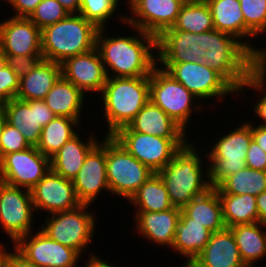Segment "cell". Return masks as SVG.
<instances>
[{
  "label": "cell",
  "mask_w": 266,
  "mask_h": 267,
  "mask_svg": "<svg viewBox=\"0 0 266 267\" xmlns=\"http://www.w3.org/2000/svg\"><path fill=\"white\" fill-rule=\"evenodd\" d=\"M250 122L253 140L266 152V127L256 125L255 120Z\"/></svg>",
  "instance_id": "7dc6e473"
},
{
  "label": "cell",
  "mask_w": 266,
  "mask_h": 267,
  "mask_svg": "<svg viewBox=\"0 0 266 267\" xmlns=\"http://www.w3.org/2000/svg\"><path fill=\"white\" fill-rule=\"evenodd\" d=\"M5 1L8 2V6H12L16 13H13L12 16L29 18L42 0H2V2Z\"/></svg>",
  "instance_id": "f6af8a7d"
},
{
  "label": "cell",
  "mask_w": 266,
  "mask_h": 267,
  "mask_svg": "<svg viewBox=\"0 0 266 267\" xmlns=\"http://www.w3.org/2000/svg\"><path fill=\"white\" fill-rule=\"evenodd\" d=\"M3 108V102L0 100V110Z\"/></svg>",
  "instance_id": "9f6ffc18"
},
{
  "label": "cell",
  "mask_w": 266,
  "mask_h": 267,
  "mask_svg": "<svg viewBox=\"0 0 266 267\" xmlns=\"http://www.w3.org/2000/svg\"><path fill=\"white\" fill-rule=\"evenodd\" d=\"M134 210L162 212L173 207L168 190L158 173L152 174L128 200Z\"/></svg>",
  "instance_id": "1f68e13d"
},
{
  "label": "cell",
  "mask_w": 266,
  "mask_h": 267,
  "mask_svg": "<svg viewBox=\"0 0 266 267\" xmlns=\"http://www.w3.org/2000/svg\"><path fill=\"white\" fill-rule=\"evenodd\" d=\"M106 171L110 194L125 201L154 174L111 135H106Z\"/></svg>",
  "instance_id": "9c48e42d"
},
{
  "label": "cell",
  "mask_w": 266,
  "mask_h": 267,
  "mask_svg": "<svg viewBox=\"0 0 266 267\" xmlns=\"http://www.w3.org/2000/svg\"><path fill=\"white\" fill-rule=\"evenodd\" d=\"M70 14H78L81 0H57Z\"/></svg>",
  "instance_id": "f907efd6"
},
{
  "label": "cell",
  "mask_w": 266,
  "mask_h": 267,
  "mask_svg": "<svg viewBox=\"0 0 266 267\" xmlns=\"http://www.w3.org/2000/svg\"><path fill=\"white\" fill-rule=\"evenodd\" d=\"M134 213L133 224L138 235L146 238L151 244L171 249L181 215L180 208L172 207L162 212L135 211Z\"/></svg>",
  "instance_id": "44dd1931"
},
{
  "label": "cell",
  "mask_w": 266,
  "mask_h": 267,
  "mask_svg": "<svg viewBox=\"0 0 266 267\" xmlns=\"http://www.w3.org/2000/svg\"><path fill=\"white\" fill-rule=\"evenodd\" d=\"M149 99L185 131L189 126L191 128L189 123L192 113L196 115L195 112H201L202 115L204 111V104H198L199 99L195 95L158 65L149 76Z\"/></svg>",
  "instance_id": "ba28073f"
},
{
  "label": "cell",
  "mask_w": 266,
  "mask_h": 267,
  "mask_svg": "<svg viewBox=\"0 0 266 267\" xmlns=\"http://www.w3.org/2000/svg\"><path fill=\"white\" fill-rule=\"evenodd\" d=\"M88 260L84 263V267H116L114 264L112 265L111 262L109 263L106 259L100 258L98 255H88Z\"/></svg>",
  "instance_id": "681fc988"
},
{
  "label": "cell",
  "mask_w": 266,
  "mask_h": 267,
  "mask_svg": "<svg viewBox=\"0 0 266 267\" xmlns=\"http://www.w3.org/2000/svg\"><path fill=\"white\" fill-rule=\"evenodd\" d=\"M239 2L244 17V45L254 54L258 48L250 43L251 40L266 33V0Z\"/></svg>",
  "instance_id": "74e56055"
},
{
  "label": "cell",
  "mask_w": 266,
  "mask_h": 267,
  "mask_svg": "<svg viewBox=\"0 0 266 267\" xmlns=\"http://www.w3.org/2000/svg\"><path fill=\"white\" fill-rule=\"evenodd\" d=\"M5 122H6V117H5L4 110L2 109L0 110V136H1V131H2V128Z\"/></svg>",
  "instance_id": "db71d44e"
},
{
  "label": "cell",
  "mask_w": 266,
  "mask_h": 267,
  "mask_svg": "<svg viewBox=\"0 0 266 267\" xmlns=\"http://www.w3.org/2000/svg\"><path fill=\"white\" fill-rule=\"evenodd\" d=\"M202 148L198 149L195 142L189 141L158 172L168 190L173 207L182 209L194 197L202 195L211 188L208 161L204 163L201 157V152H204V150L207 152L208 150Z\"/></svg>",
  "instance_id": "3957f363"
},
{
  "label": "cell",
  "mask_w": 266,
  "mask_h": 267,
  "mask_svg": "<svg viewBox=\"0 0 266 267\" xmlns=\"http://www.w3.org/2000/svg\"><path fill=\"white\" fill-rule=\"evenodd\" d=\"M70 13L57 0H42L29 19L39 28L55 24Z\"/></svg>",
  "instance_id": "ab89813d"
},
{
  "label": "cell",
  "mask_w": 266,
  "mask_h": 267,
  "mask_svg": "<svg viewBox=\"0 0 266 267\" xmlns=\"http://www.w3.org/2000/svg\"><path fill=\"white\" fill-rule=\"evenodd\" d=\"M95 133L88 134V138L80 133L66 142L60 150L50 158L51 170L60 176L72 180L82 167L89 151L100 141Z\"/></svg>",
  "instance_id": "d4e9b609"
},
{
  "label": "cell",
  "mask_w": 266,
  "mask_h": 267,
  "mask_svg": "<svg viewBox=\"0 0 266 267\" xmlns=\"http://www.w3.org/2000/svg\"><path fill=\"white\" fill-rule=\"evenodd\" d=\"M29 147H31V145L27 142L21 132L16 127H12L5 122L0 136V159L4 155L23 151Z\"/></svg>",
  "instance_id": "60d3db41"
},
{
  "label": "cell",
  "mask_w": 266,
  "mask_h": 267,
  "mask_svg": "<svg viewBox=\"0 0 266 267\" xmlns=\"http://www.w3.org/2000/svg\"><path fill=\"white\" fill-rule=\"evenodd\" d=\"M171 74L189 92L201 100L223 103L227 97L238 92L215 70L202 62L157 63ZM228 95V96H227ZM216 99V100H215Z\"/></svg>",
  "instance_id": "30bf717a"
},
{
  "label": "cell",
  "mask_w": 266,
  "mask_h": 267,
  "mask_svg": "<svg viewBox=\"0 0 266 267\" xmlns=\"http://www.w3.org/2000/svg\"><path fill=\"white\" fill-rule=\"evenodd\" d=\"M5 244L0 241V267H6L5 261Z\"/></svg>",
  "instance_id": "816d5d0a"
},
{
  "label": "cell",
  "mask_w": 266,
  "mask_h": 267,
  "mask_svg": "<svg viewBox=\"0 0 266 267\" xmlns=\"http://www.w3.org/2000/svg\"><path fill=\"white\" fill-rule=\"evenodd\" d=\"M121 0H81L79 13L86 20L94 23L99 29L108 28L110 19L113 21L114 16L119 19L124 26L125 14L119 13ZM118 9V10H117ZM118 11V13H117ZM124 23V24H123Z\"/></svg>",
  "instance_id": "f35d334b"
},
{
  "label": "cell",
  "mask_w": 266,
  "mask_h": 267,
  "mask_svg": "<svg viewBox=\"0 0 266 267\" xmlns=\"http://www.w3.org/2000/svg\"><path fill=\"white\" fill-rule=\"evenodd\" d=\"M7 65L6 54L0 49V70Z\"/></svg>",
  "instance_id": "f5cc1de1"
},
{
  "label": "cell",
  "mask_w": 266,
  "mask_h": 267,
  "mask_svg": "<svg viewBox=\"0 0 266 267\" xmlns=\"http://www.w3.org/2000/svg\"><path fill=\"white\" fill-rule=\"evenodd\" d=\"M181 210L191 218V222L203 224L212 233L226 228L216 187H211L202 195L194 197Z\"/></svg>",
  "instance_id": "f1b7e54d"
},
{
  "label": "cell",
  "mask_w": 266,
  "mask_h": 267,
  "mask_svg": "<svg viewBox=\"0 0 266 267\" xmlns=\"http://www.w3.org/2000/svg\"><path fill=\"white\" fill-rule=\"evenodd\" d=\"M226 228L259 222L256 196L251 194H218Z\"/></svg>",
  "instance_id": "836d02e7"
},
{
  "label": "cell",
  "mask_w": 266,
  "mask_h": 267,
  "mask_svg": "<svg viewBox=\"0 0 266 267\" xmlns=\"http://www.w3.org/2000/svg\"><path fill=\"white\" fill-rule=\"evenodd\" d=\"M61 76V64L42 59L28 75L20 78L16 98L22 101L44 100Z\"/></svg>",
  "instance_id": "4316f807"
},
{
  "label": "cell",
  "mask_w": 266,
  "mask_h": 267,
  "mask_svg": "<svg viewBox=\"0 0 266 267\" xmlns=\"http://www.w3.org/2000/svg\"><path fill=\"white\" fill-rule=\"evenodd\" d=\"M139 162L152 172L161 171L189 139H169L132 131L128 126L111 135Z\"/></svg>",
  "instance_id": "8fae6325"
},
{
  "label": "cell",
  "mask_w": 266,
  "mask_h": 267,
  "mask_svg": "<svg viewBox=\"0 0 266 267\" xmlns=\"http://www.w3.org/2000/svg\"><path fill=\"white\" fill-rule=\"evenodd\" d=\"M85 100L86 95L63 76L58 79L44 98L46 105L55 115L76 119L81 123L82 111L86 106Z\"/></svg>",
  "instance_id": "83f0119b"
},
{
  "label": "cell",
  "mask_w": 266,
  "mask_h": 267,
  "mask_svg": "<svg viewBox=\"0 0 266 267\" xmlns=\"http://www.w3.org/2000/svg\"><path fill=\"white\" fill-rule=\"evenodd\" d=\"M19 81L20 78L10 66L6 65L0 70V100L3 103L16 98L19 90Z\"/></svg>",
  "instance_id": "b9f144b4"
},
{
  "label": "cell",
  "mask_w": 266,
  "mask_h": 267,
  "mask_svg": "<svg viewBox=\"0 0 266 267\" xmlns=\"http://www.w3.org/2000/svg\"><path fill=\"white\" fill-rule=\"evenodd\" d=\"M245 162L247 168L266 171V152L253 139L247 150Z\"/></svg>",
  "instance_id": "ee69618b"
},
{
  "label": "cell",
  "mask_w": 266,
  "mask_h": 267,
  "mask_svg": "<svg viewBox=\"0 0 266 267\" xmlns=\"http://www.w3.org/2000/svg\"><path fill=\"white\" fill-rule=\"evenodd\" d=\"M248 89L258 92L254 101V106L251 108L259 120L258 126L266 127V48H258L254 53V73L246 80L238 91V96L242 95ZM242 92V93H241ZM263 95V96H262ZM256 103V104H255Z\"/></svg>",
  "instance_id": "e575fe53"
},
{
  "label": "cell",
  "mask_w": 266,
  "mask_h": 267,
  "mask_svg": "<svg viewBox=\"0 0 266 267\" xmlns=\"http://www.w3.org/2000/svg\"><path fill=\"white\" fill-rule=\"evenodd\" d=\"M81 122L65 116H56L42 128L40 141L36 148L51 158L60 148L81 130ZM76 127V128H75ZM79 127V128H78Z\"/></svg>",
  "instance_id": "4dcf8cb0"
},
{
  "label": "cell",
  "mask_w": 266,
  "mask_h": 267,
  "mask_svg": "<svg viewBox=\"0 0 266 267\" xmlns=\"http://www.w3.org/2000/svg\"><path fill=\"white\" fill-rule=\"evenodd\" d=\"M72 182L81 204L93 205L103 190L110 193L106 171V135L89 151Z\"/></svg>",
  "instance_id": "2e32d148"
},
{
  "label": "cell",
  "mask_w": 266,
  "mask_h": 267,
  "mask_svg": "<svg viewBox=\"0 0 266 267\" xmlns=\"http://www.w3.org/2000/svg\"><path fill=\"white\" fill-rule=\"evenodd\" d=\"M50 169V158L31 146L0 159V181L31 190Z\"/></svg>",
  "instance_id": "5bb4252c"
},
{
  "label": "cell",
  "mask_w": 266,
  "mask_h": 267,
  "mask_svg": "<svg viewBox=\"0 0 266 267\" xmlns=\"http://www.w3.org/2000/svg\"><path fill=\"white\" fill-rule=\"evenodd\" d=\"M13 247L38 267H79L82 259L76 250L50 239L39 228L20 237Z\"/></svg>",
  "instance_id": "4fadbf2b"
},
{
  "label": "cell",
  "mask_w": 266,
  "mask_h": 267,
  "mask_svg": "<svg viewBox=\"0 0 266 267\" xmlns=\"http://www.w3.org/2000/svg\"><path fill=\"white\" fill-rule=\"evenodd\" d=\"M100 95L107 125L104 135H113L127 126L150 100L149 76L108 77Z\"/></svg>",
  "instance_id": "277c9868"
},
{
  "label": "cell",
  "mask_w": 266,
  "mask_h": 267,
  "mask_svg": "<svg viewBox=\"0 0 266 267\" xmlns=\"http://www.w3.org/2000/svg\"><path fill=\"white\" fill-rule=\"evenodd\" d=\"M11 249L12 252L7 250V246L5 247L6 267H38L24 258L13 246Z\"/></svg>",
  "instance_id": "bcb514c9"
},
{
  "label": "cell",
  "mask_w": 266,
  "mask_h": 267,
  "mask_svg": "<svg viewBox=\"0 0 266 267\" xmlns=\"http://www.w3.org/2000/svg\"><path fill=\"white\" fill-rule=\"evenodd\" d=\"M90 206L81 204L69 211L45 214L44 224L37 227L50 239L76 250L81 256L85 252H89V256L95 255V251H85L92 245L97 227V218L93 211H90Z\"/></svg>",
  "instance_id": "52a82bcc"
},
{
  "label": "cell",
  "mask_w": 266,
  "mask_h": 267,
  "mask_svg": "<svg viewBox=\"0 0 266 267\" xmlns=\"http://www.w3.org/2000/svg\"><path fill=\"white\" fill-rule=\"evenodd\" d=\"M157 63L202 62L198 57V34L165 30L156 38Z\"/></svg>",
  "instance_id": "603a6c76"
},
{
  "label": "cell",
  "mask_w": 266,
  "mask_h": 267,
  "mask_svg": "<svg viewBox=\"0 0 266 267\" xmlns=\"http://www.w3.org/2000/svg\"><path fill=\"white\" fill-rule=\"evenodd\" d=\"M99 28L80 14L66 18L41 30V51L45 60L63 63L67 58L96 48Z\"/></svg>",
  "instance_id": "5b68a950"
},
{
  "label": "cell",
  "mask_w": 266,
  "mask_h": 267,
  "mask_svg": "<svg viewBox=\"0 0 266 267\" xmlns=\"http://www.w3.org/2000/svg\"><path fill=\"white\" fill-rule=\"evenodd\" d=\"M7 65L21 78L28 75L31 70L43 59L42 55H6Z\"/></svg>",
  "instance_id": "7bdbcfd3"
},
{
  "label": "cell",
  "mask_w": 266,
  "mask_h": 267,
  "mask_svg": "<svg viewBox=\"0 0 266 267\" xmlns=\"http://www.w3.org/2000/svg\"><path fill=\"white\" fill-rule=\"evenodd\" d=\"M211 235L212 232L204 227L203 224L191 222V218L181 210L180 219L176 226L174 243L171 247L173 252H177L185 260L181 267L188 266L193 262L205 248Z\"/></svg>",
  "instance_id": "484cf974"
},
{
  "label": "cell",
  "mask_w": 266,
  "mask_h": 267,
  "mask_svg": "<svg viewBox=\"0 0 266 267\" xmlns=\"http://www.w3.org/2000/svg\"><path fill=\"white\" fill-rule=\"evenodd\" d=\"M196 55L237 92L254 73V54L236 37L216 29L198 34Z\"/></svg>",
  "instance_id": "7a4b0ae2"
},
{
  "label": "cell",
  "mask_w": 266,
  "mask_h": 267,
  "mask_svg": "<svg viewBox=\"0 0 266 267\" xmlns=\"http://www.w3.org/2000/svg\"><path fill=\"white\" fill-rule=\"evenodd\" d=\"M230 130V131H229ZM227 134H219L208 148V153L203 152L205 161H208L209 183L217 187L229 175L246 168V153L253 139L251 122L246 121L234 129H229ZM221 136V137H220ZM206 155V156H205Z\"/></svg>",
  "instance_id": "8992f818"
},
{
  "label": "cell",
  "mask_w": 266,
  "mask_h": 267,
  "mask_svg": "<svg viewBox=\"0 0 266 267\" xmlns=\"http://www.w3.org/2000/svg\"><path fill=\"white\" fill-rule=\"evenodd\" d=\"M183 4H190V3H202L206 2L207 0H180Z\"/></svg>",
  "instance_id": "11a10c76"
},
{
  "label": "cell",
  "mask_w": 266,
  "mask_h": 267,
  "mask_svg": "<svg viewBox=\"0 0 266 267\" xmlns=\"http://www.w3.org/2000/svg\"><path fill=\"white\" fill-rule=\"evenodd\" d=\"M35 214L29 189L0 181V227L11 239L12 244L35 230Z\"/></svg>",
  "instance_id": "7c38bea8"
},
{
  "label": "cell",
  "mask_w": 266,
  "mask_h": 267,
  "mask_svg": "<svg viewBox=\"0 0 266 267\" xmlns=\"http://www.w3.org/2000/svg\"><path fill=\"white\" fill-rule=\"evenodd\" d=\"M0 49L6 55H42L41 29L26 17L2 19Z\"/></svg>",
  "instance_id": "ffe728a7"
},
{
  "label": "cell",
  "mask_w": 266,
  "mask_h": 267,
  "mask_svg": "<svg viewBox=\"0 0 266 267\" xmlns=\"http://www.w3.org/2000/svg\"><path fill=\"white\" fill-rule=\"evenodd\" d=\"M230 229L247 267H255L258 261L266 257V227L262 223L236 225Z\"/></svg>",
  "instance_id": "f546056e"
},
{
  "label": "cell",
  "mask_w": 266,
  "mask_h": 267,
  "mask_svg": "<svg viewBox=\"0 0 266 267\" xmlns=\"http://www.w3.org/2000/svg\"><path fill=\"white\" fill-rule=\"evenodd\" d=\"M35 212L47 215L77 208L78 201L73 182L50 171L30 190Z\"/></svg>",
  "instance_id": "ac0fdd59"
},
{
  "label": "cell",
  "mask_w": 266,
  "mask_h": 267,
  "mask_svg": "<svg viewBox=\"0 0 266 267\" xmlns=\"http://www.w3.org/2000/svg\"><path fill=\"white\" fill-rule=\"evenodd\" d=\"M6 122L16 127L31 146H37L42 128L55 115L44 100L22 101L13 98L3 103Z\"/></svg>",
  "instance_id": "e0dca14e"
},
{
  "label": "cell",
  "mask_w": 266,
  "mask_h": 267,
  "mask_svg": "<svg viewBox=\"0 0 266 267\" xmlns=\"http://www.w3.org/2000/svg\"><path fill=\"white\" fill-rule=\"evenodd\" d=\"M132 131L169 139H188V133L149 100L127 125Z\"/></svg>",
  "instance_id": "cb8c5ba5"
},
{
  "label": "cell",
  "mask_w": 266,
  "mask_h": 267,
  "mask_svg": "<svg viewBox=\"0 0 266 267\" xmlns=\"http://www.w3.org/2000/svg\"><path fill=\"white\" fill-rule=\"evenodd\" d=\"M213 18L207 2L183 4L177 19L167 30H181L199 34L214 30Z\"/></svg>",
  "instance_id": "8d00e7d4"
},
{
  "label": "cell",
  "mask_w": 266,
  "mask_h": 267,
  "mask_svg": "<svg viewBox=\"0 0 266 267\" xmlns=\"http://www.w3.org/2000/svg\"><path fill=\"white\" fill-rule=\"evenodd\" d=\"M61 69L62 76L85 95L97 93L99 97L108 78L97 48L67 58L61 63Z\"/></svg>",
  "instance_id": "d6986e66"
},
{
  "label": "cell",
  "mask_w": 266,
  "mask_h": 267,
  "mask_svg": "<svg viewBox=\"0 0 266 267\" xmlns=\"http://www.w3.org/2000/svg\"><path fill=\"white\" fill-rule=\"evenodd\" d=\"M125 25L136 27L156 38L172 28L183 6L180 0H128Z\"/></svg>",
  "instance_id": "9a60e30c"
},
{
  "label": "cell",
  "mask_w": 266,
  "mask_h": 267,
  "mask_svg": "<svg viewBox=\"0 0 266 267\" xmlns=\"http://www.w3.org/2000/svg\"><path fill=\"white\" fill-rule=\"evenodd\" d=\"M256 205L259 214V222L266 227V191L256 197Z\"/></svg>",
  "instance_id": "c3c4849f"
},
{
  "label": "cell",
  "mask_w": 266,
  "mask_h": 267,
  "mask_svg": "<svg viewBox=\"0 0 266 267\" xmlns=\"http://www.w3.org/2000/svg\"><path fill=\"white\" fill-rule=\"evenodd\" d=\"M218 194L258 196L266 191V171L244 168L225 178L217 187Z\"/></svg>",
  "instance_id": "d590c367"
},
{
  "label": "cell",
  "mask_w": 266,
  "mask_h": 267,
  "mask_svg": "<svg viewBox=\"0 0 266 267\" xmlns=\"http://www.w3.org/2000/svg\"><path fill=\"white\" fill-rule=\"evenodd\" d=\"M128 27L135 32L127 36L120 33L117 37L108 36L105 34L107 27L97 33L96 48L108 77L150 76L157 65L156 37L136 27Z\"/></svg>",
  "instance_id": "6da1fadb"
},
{
  "label": "cell",
  "mask_w": 266,
  "mask_h": 267,
  "mask_svg": "<svg viewBox=\"0 0 266 267\" xmlns=\"http://www.w3.org/2000/svg\"><path fill=\"white\" fill-rule=\"evenodd\" d=\"M214 28L228 33L244 44V17L239 0H207Z\"/></svg>",
  "instance_id": "d6a6232c"
},
{
  "label": "cell",
  "mask_w": 266,
  "mask_h": 267,
  "mask_svg": "<svg viewBox=\"0 0 266 267\" xmlns=\"http://www.w3.org/2000/svg\"><path fill=\"white\" fill-rule=\"evenodd\" d=\"M190 267H247L242 261L230 228L213 232Z\"/></svg>",
  "instance_id": "7402d4cb"
}]
</instances>
